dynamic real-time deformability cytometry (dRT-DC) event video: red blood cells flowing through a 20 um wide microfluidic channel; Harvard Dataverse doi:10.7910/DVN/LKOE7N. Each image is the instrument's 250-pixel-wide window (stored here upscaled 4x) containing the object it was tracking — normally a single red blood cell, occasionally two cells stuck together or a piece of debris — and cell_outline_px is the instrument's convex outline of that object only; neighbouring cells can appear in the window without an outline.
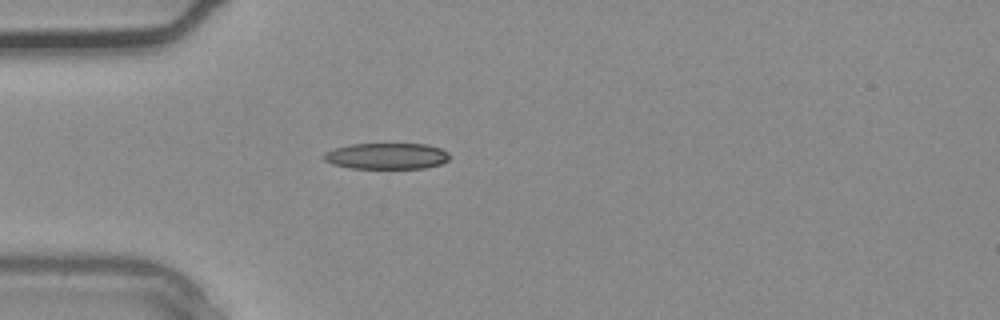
{"species": "common noctule bat (a hibernating species)", "species_latin": "Nyctalus noctula", "temperature_condition": "warm", "stored_images_in_passage": 1, "camera_frame_rate_fps": 3000, "um_per_image_px": 0.085, "animal": {"sex": "male", "body_mass_g": 20.4}, "frame": {"image": 1, "passage_image": 1, "time_ms": 0.0, "image_size_px": [1000, 320], "cell_outline_px": [[448, 160], [440, 164], [424, 168], [352, 168], [332, 164], [324, 160], [320, 156], [324, 152], [336, 148], [352, 144], [428, 144], [440, 148], [448, 152]], "centroid_in_image_um": [32.84, 13.26], "position_along_channel_um": 52.2, "area_um2": 19.13}}